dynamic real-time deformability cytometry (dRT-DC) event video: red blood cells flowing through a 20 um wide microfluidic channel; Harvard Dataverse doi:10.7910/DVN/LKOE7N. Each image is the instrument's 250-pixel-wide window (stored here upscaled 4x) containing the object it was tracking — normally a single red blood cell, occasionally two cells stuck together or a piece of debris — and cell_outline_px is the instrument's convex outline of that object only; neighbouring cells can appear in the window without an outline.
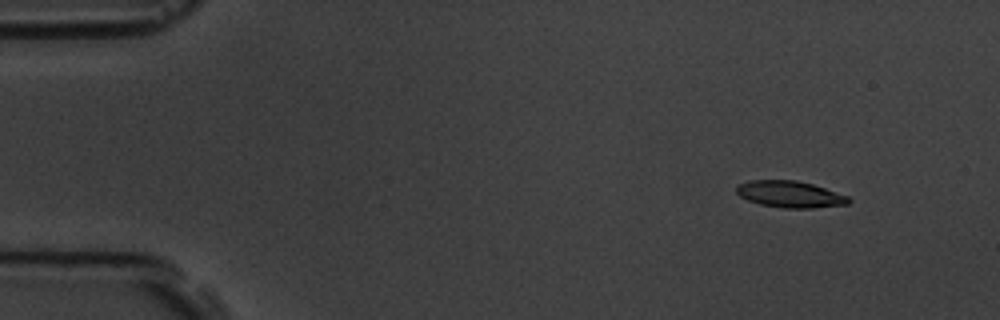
{"species": "common noctule bat (a hibernating species)", "species_latin": "Nyctalus noctula", "temperature_condition": "room temperature", "stored_images_in_passage": 5, "camera_frame_rate_fps": 3000, "um_per_image_px": 0.085, "animal": {"sex": "male", "body_mass_g": 19.5, "forearm_length_mm": 54.6}, "frame": {"image": 1, "passage_image": 2, "time_ms": 1.0, "image_size_px": [1000, 320], "cell_outline_px": [[852, 200], [848, 204], [812, 208], [784, 208], [760, 204], [748, 200], [740, 196], [736, 192], [736, 188], [740, 184], [748, 180], [796, 180], [812, 184], [848, 196]], "centroid_in_image_um": [67.15, 16.51], "position_along_channel_um": 17.8, "area_um2": 17.28}}
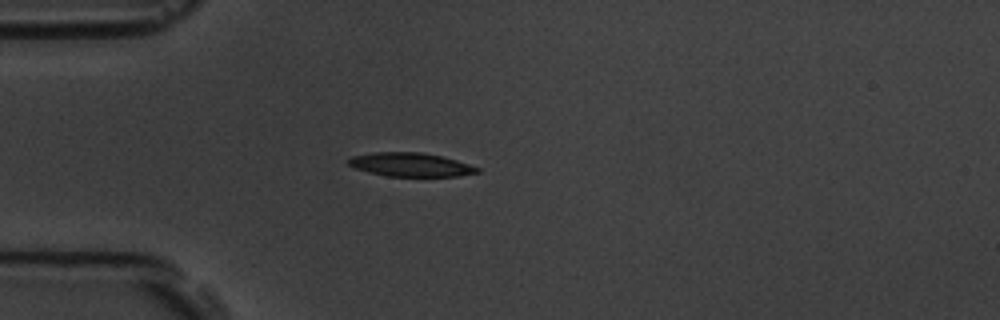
{"frame": {"image": 2, "passage_image": 4, "time_ms": 4.333, "image_size_px": [1000, 320], "cell_outline_px": [[480, 172], [460, 176], [388, 176], [368, 172], [356, 168], [348, 164], [348, 160], [352, 156], [372, 152], [420, 152], [440, 156], [456, 160], [480, 168]], "centroid_in_image_um": [34.9, 13.99], "position_along_channel_um": 50.1, "area_um2": 17.69}}